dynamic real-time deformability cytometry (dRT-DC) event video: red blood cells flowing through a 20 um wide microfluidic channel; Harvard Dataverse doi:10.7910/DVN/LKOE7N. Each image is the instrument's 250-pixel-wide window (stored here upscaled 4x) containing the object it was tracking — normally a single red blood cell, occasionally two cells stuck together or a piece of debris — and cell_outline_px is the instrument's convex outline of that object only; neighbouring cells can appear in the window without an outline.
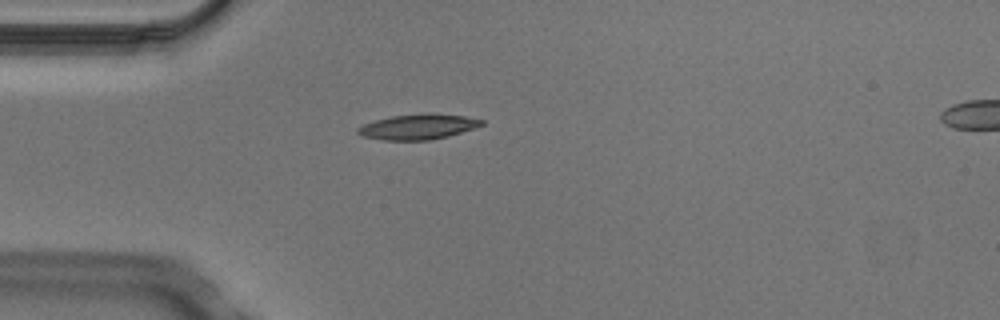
{"species": "Egyptian fruit bat (a non-hibernating species)", "species_latin": "Rousettus aegyptiacus", "temperature_condition": "cold", "stored_images_in_passage": 3, "camera_frame_rate_fps": 3000, "um_per_image_px": 0.085, "animal": {"sex": "male"}, "frame": {"image": 1, "passage_image": 3, "time_ms": 0.667, "image_size_px": [1000, 320], "cell_outline_px": [[484, 124], [448, 136], [432, 140], [384, 140], [360, 136], [356, 132], [356, 128], [364, 124], [376, 120], [392, 116], [424, 112], [428, 112], [464, 116], [484, 120]], "centroid_in_image_um": [35.5, 10.76], "position_along_channel_um": 49.5, "area_um2": 18.32}}